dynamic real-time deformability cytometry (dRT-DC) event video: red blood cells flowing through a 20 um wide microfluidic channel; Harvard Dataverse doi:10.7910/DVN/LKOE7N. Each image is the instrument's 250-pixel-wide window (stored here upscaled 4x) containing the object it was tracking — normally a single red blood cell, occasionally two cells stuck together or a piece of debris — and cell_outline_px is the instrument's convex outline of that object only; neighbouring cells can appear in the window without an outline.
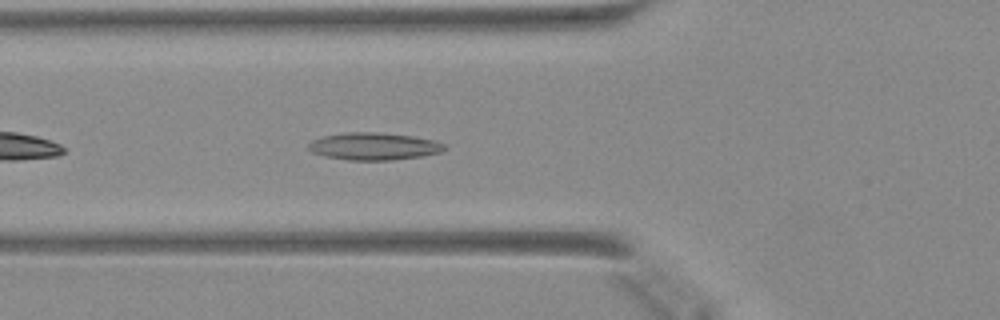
{"species": "Egyptian fruit bat (a non-hibernating species)", "species_latin": "Rousettus aegyptiacus", "temperature_condition": "warm", "stored_images_in_passage": 35, "camera_frame_rate_fps": 3000, "um_per_image_px": 0.085, "animal": {"sex": "female"}, "frame": {"image": 1, "passage_image": 5, "time_ms": 1.333, "image_size_px": [1000, 320], "cell_outline_px": [[448, 148], [440, 152], [420, 156], [392, 160], [348, 160], [324, 156], [312, 152], [308, 148], [308, 144], [312, 140], [324, 136], [348, 132], [372, 132], [412, 136], [432, 140], [444, 144]], "centroid_in_image_um": [31.76, 12.44], "position_along_channel_um": 94.0, "area_um2": 21.44}}
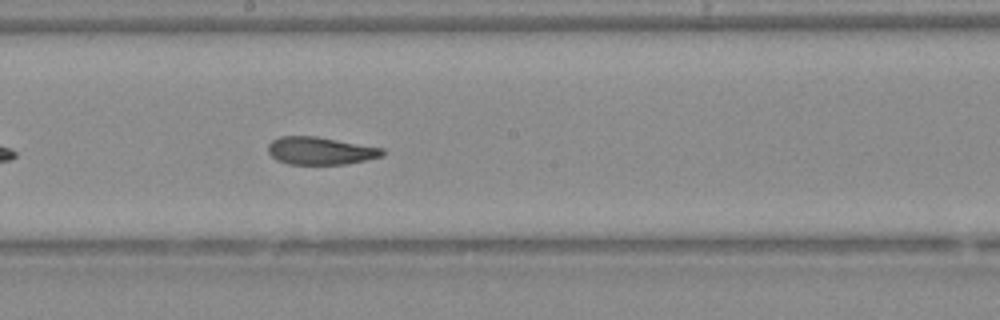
{"frame": {"image": 2, "passage_image": 14, "time_ms": 4.333, "image_size_px": [1000, 320], "cell_outline_px": [[384, 156], [344, 164], [288, 164], [276, 160], [268, 152], [268, 144], [272, 140], [280, 136], [316, 136], [384, 148]], "centroid_in_image_um": [27.22, 12.81], "position_along_channel_um": 221.0, "area_um2": 18.44}}
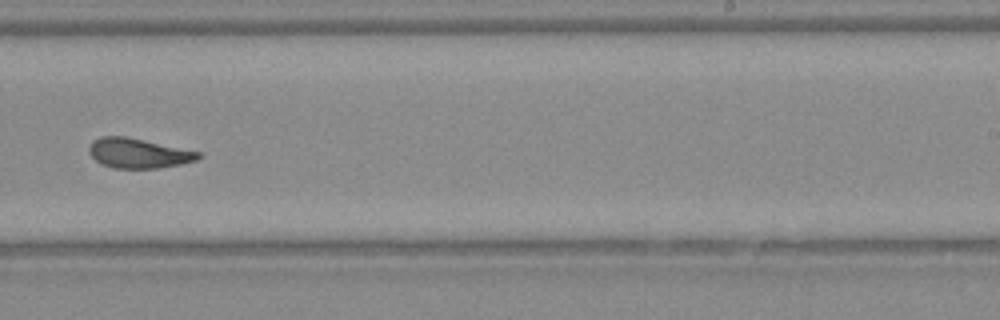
{"frame": {"image": 3, "passage_image": 18, "time_ms": 5.667, "image_size_px": [1000, 320], "cell_outline_px": [[200, 156], [196, 160], [180, 164], [156, 168], [112, 168], [100, 164], [88, 152], [88, 148], [92, 140], [100, 136], [128, 136], [200, 152]], "centroid_in_image_um": [11.7, 13.01], "position_along_channel_um": 277.3, "area_um2": 19.02}}